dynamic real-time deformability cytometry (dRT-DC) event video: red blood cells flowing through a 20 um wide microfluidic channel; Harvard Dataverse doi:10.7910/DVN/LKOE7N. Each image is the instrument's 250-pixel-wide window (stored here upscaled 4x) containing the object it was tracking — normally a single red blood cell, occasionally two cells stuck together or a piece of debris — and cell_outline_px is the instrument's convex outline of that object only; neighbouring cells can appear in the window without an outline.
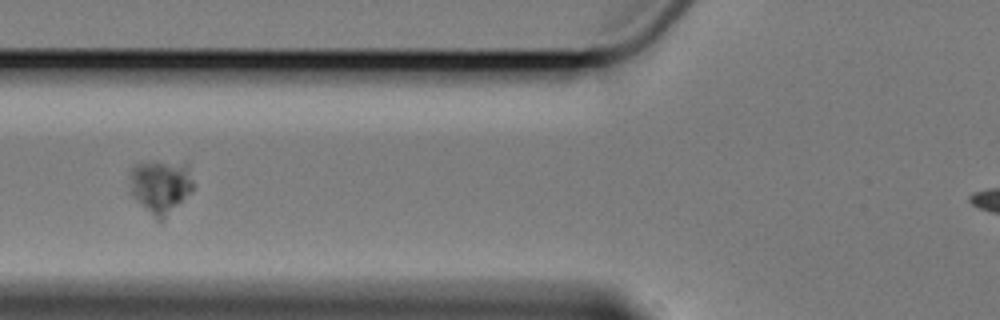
{"species": "Egyptian fruit bat (a non-hibernating species)", "species_latin": "Rousettus aegyptiacus", "temperature_condition": "cold", "stored_images_in_passage": 6, "camera_frame_rate_fps": 3000, "um_per_image_px": 0.085, "animal": {"sex": "female"}, "frame": {"image": 1, "passage_image": 3, "time_ms": 2.333, "image_size_px": [1000, 320], "cell_outline_px": [[192, 188], [160, 220], [156, 220], [132, 196], [132, 168], [136, 164], [188, 164], [192, 180]], "centroid_in_image_um": [13.63, 15.86], "position_along_channel_um": 112.2, "area_um2": 18.21}}
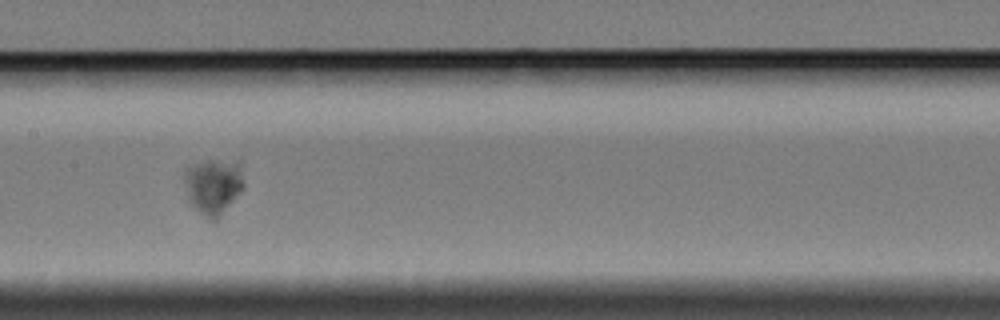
{"frame": {"image": 2, "passage_image": 5, "time_ms": 4.667, "image_size_px": [1000, 320], "cell_outline_px": [[244, 188], [220, 216], [216, 220], [212, 220], [200, 212], [188, 200], [184, 180], [184, 172], [188, 168], [196, 164], [208, 160], [240, 160], [244, 184]], "centroid_in_image_um": [18.17, 15.79], "position_along_channel_um": 189.2, "area_um2": 19.25}}
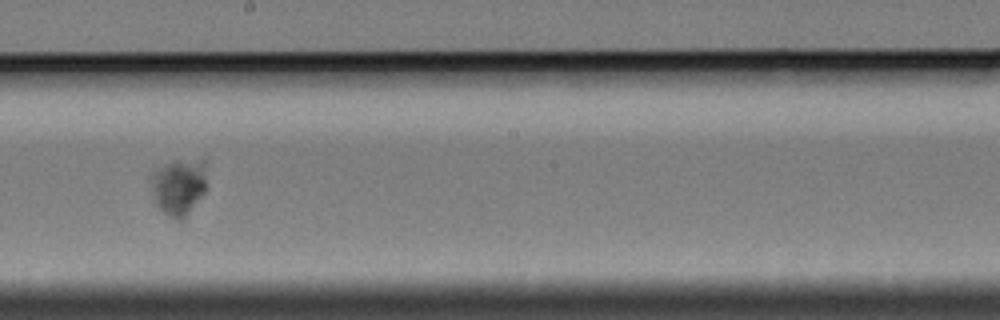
{"frame": {"image": 3, "passage_image": 6, "time_ms": 6.0, "image_size_px": [1000, 320], "cell_outline_px": [[204, 192], [184, 220], [176, 220], [168, 216], [152, 200], [152, 172], [172, 160], [204, 160]], "centroid_in_image_um": [15.16, 15.89], "position_along_channel_um": 233.0, "area_um2": 18.15}}